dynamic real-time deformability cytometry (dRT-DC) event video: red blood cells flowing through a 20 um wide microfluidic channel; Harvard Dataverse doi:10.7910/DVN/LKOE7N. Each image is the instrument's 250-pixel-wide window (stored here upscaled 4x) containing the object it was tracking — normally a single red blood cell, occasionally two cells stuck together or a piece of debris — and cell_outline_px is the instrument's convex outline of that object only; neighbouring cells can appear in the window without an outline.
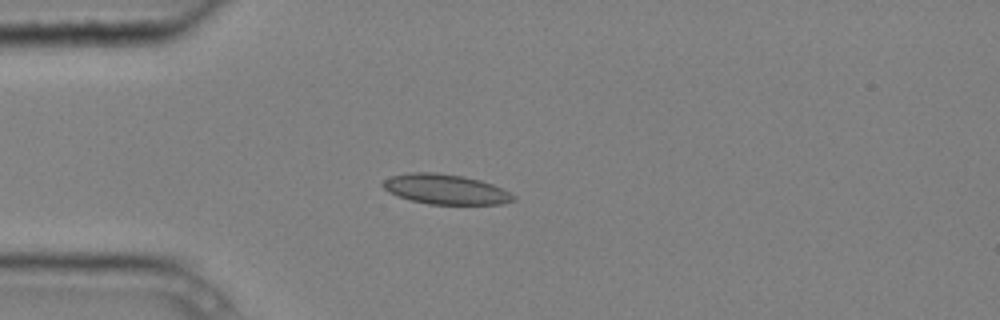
{"species": "common noctule bat (a hibernating species)", "species_latin": "Nyctalus noctula", "temperature_condition": "cold", "stored_images_in_passage": 3, "camera_frame_rate_fps": 3000, "um_per_image_px": 0.085, "animal": {"sex": "male", "body_mass_g": 20.4}, "frame": {"image": 1, "passage_image": 3, "time_ms": 0.667, "image_size_px": [1000, 320], "cell_outline_px": [[516, 200], [500, 204], [428, 204], [412, 200], [388, 192], [380, 184], [384, 180], [392, 176], [408, 172], [436, 172], [460, 176], [480, 180], [492, 184], [516, 196]], "centroid_in_image_um": [37.85, 16.08], "position_along_channel_um": 47.1, "area_um2": 22.6}}